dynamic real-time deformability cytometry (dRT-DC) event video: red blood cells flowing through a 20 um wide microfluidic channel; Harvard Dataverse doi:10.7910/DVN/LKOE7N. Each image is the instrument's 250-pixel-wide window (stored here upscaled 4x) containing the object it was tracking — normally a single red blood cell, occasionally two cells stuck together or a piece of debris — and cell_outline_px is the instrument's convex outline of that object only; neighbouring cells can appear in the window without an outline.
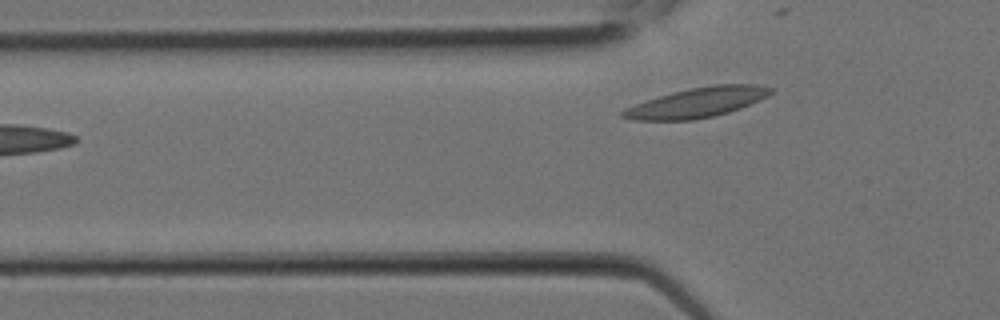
{"species": "Egyptian fruit bat (a non-hibernating species)", "species_latin": "Rousettus aegyptiacus", "temperature_condition": "room temperature", "stored_images_in_passage": 9, "camera_frame_rate_fps": 3000, "um_per_image_px": 0.085, "animal": {"sex": "female"}, "frame": {"image": 1, "passage_image": 9, "time_ms": 2.667, "image_size_px": [1000, 320], "cell_outline_px": [[776, 92], [768, 96], [740, 108], [728, 112], [712, 116], [692, 120], [636, 120], [620, 116], [620, 112], [624, 108], [672, 92], [688, 88], [712, 84], [756, 84], [776, 88]], "centroid_in_image_um": [59.32, 8.69], "position_along_channel_um": 66.5, "area_um2": 25.72}}